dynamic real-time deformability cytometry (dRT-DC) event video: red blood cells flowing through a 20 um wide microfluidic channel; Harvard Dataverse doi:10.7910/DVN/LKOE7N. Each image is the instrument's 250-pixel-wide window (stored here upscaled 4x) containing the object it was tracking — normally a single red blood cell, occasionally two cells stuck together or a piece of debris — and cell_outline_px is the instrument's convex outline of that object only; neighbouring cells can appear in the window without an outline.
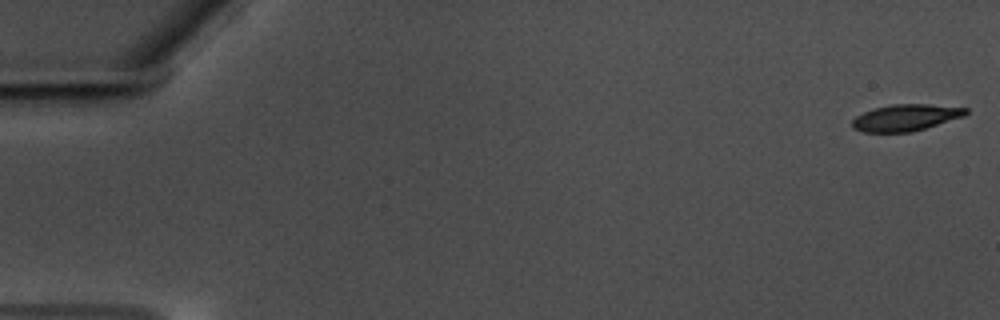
{"species": "common noctule bat (a hibernating species)", "species_latin": "Nyctalus noctula", "temperature_condition": "warm", "stored_images_in_passage": 12, "camera_frame_rate_fps": 3000, "um_per_image_px": 0.085, "animal": {"sex": "male", "body_mass_g": 17.5, "forearm_length_mm": 52.3}, "frame": {"image": 1, "passage_image": 1, "time_ms": 0.0, "image_size_px": [1000, 320], "cell_outline_px": [[968, 112], [964, 116], [912, 132], [864, 132], [852, 128], [852, 120], [856, 116], [864, 112], [876, 108], [892, 104], [928, 104], [968, 108]], "centroid_in_image_um": [76.98, 10.0], "position_along_channel_um": 8.0, "area_um2": 17.46}}